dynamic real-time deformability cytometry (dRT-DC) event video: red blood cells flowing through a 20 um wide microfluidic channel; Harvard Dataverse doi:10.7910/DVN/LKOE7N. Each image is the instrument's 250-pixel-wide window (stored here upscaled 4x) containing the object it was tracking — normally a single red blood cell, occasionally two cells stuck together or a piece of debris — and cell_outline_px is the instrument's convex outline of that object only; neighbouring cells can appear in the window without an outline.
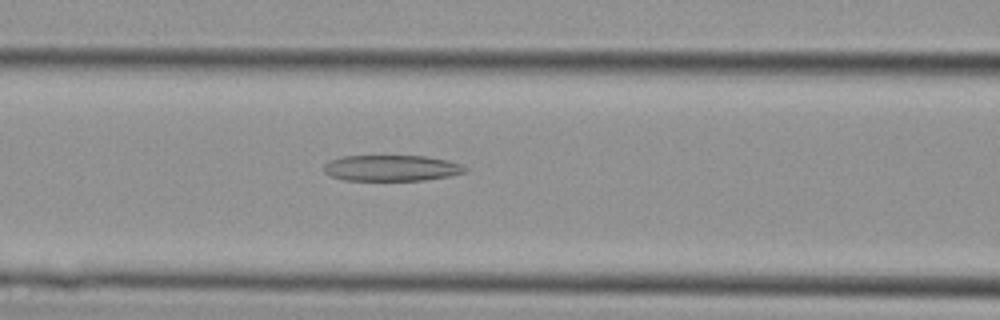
{"species": "Egyptian fruit bat (a non-hibernating species)", "species_latin": "Rousettus aegyptiacus", "temperature_condition": "cold", "stored_images_in_passage": 31, "camera_frame_rate_fps": 3000, "um_per_image_px": 0.085, "animal": {"sex": "female"}, "frame": {"image": 1, "passage_image": 9, "time_ms": 2.667, "image_size_px": [1000, 320], "cell_outline_px": [[468, 168], [464, 172], [448, 176], [424, 180], [344, 180], [328, 176], [324, 172], [324, 164], [340, 156], [424, 156], [448, 160], [460, 164]], "centroid_in_image_um": [33.24, 14.28], "position_along_channel_um": 133.4, "area_um2": 21.33}}
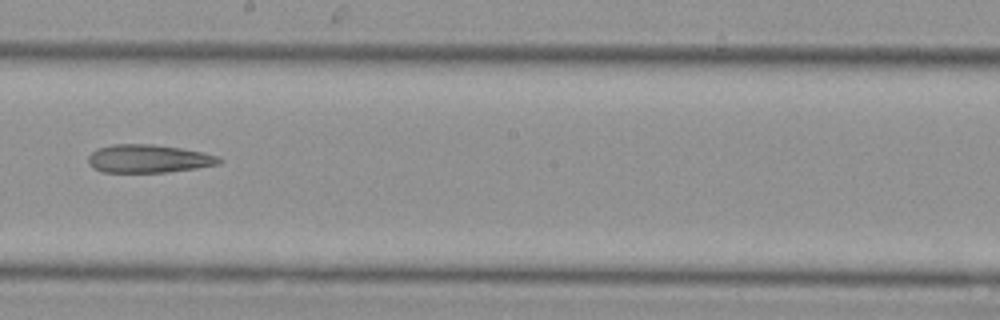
{"frame": {"image": 2, "passage_image": 15, "time_ms": 4.667, "image_size_px": [1000, 320], "cell_outline_px": [[224, 160], [220, 164], [196, 168], [168, 172], [100, 172], [92, 168], [88, 164], [88, 156], [92, 152], [100, 148], [112, 144], [152, 144], [180, 148], [204, 152], [220, 156]], "centroid_in_image_um": [12.65, 13.49], "position_along_channel_um": 235.6, "area_um2": 21.68}}
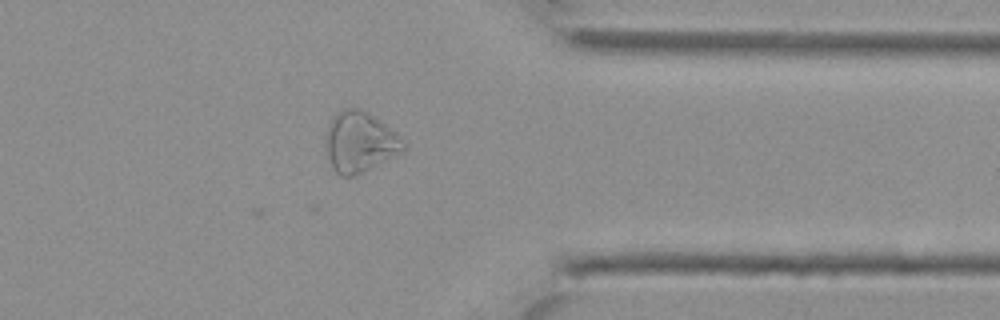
{"frame": {"image": 3, "passage_image": 24, "time_ms": 7.667, "image_size_px": [1000, 320], "cell_outline_px": [[404, 148], [400, 152], [356, 176], [340, 176], [332, 168], [328, 156], [324, 140], [328, 124], [344, 108], [360, 108], [396, 132], [400, 136], [404, 144]], "centroid_in_image_um": [30.54, 12.09], "position_along_channel_um": 380.9, "area_um2": 26.88}}